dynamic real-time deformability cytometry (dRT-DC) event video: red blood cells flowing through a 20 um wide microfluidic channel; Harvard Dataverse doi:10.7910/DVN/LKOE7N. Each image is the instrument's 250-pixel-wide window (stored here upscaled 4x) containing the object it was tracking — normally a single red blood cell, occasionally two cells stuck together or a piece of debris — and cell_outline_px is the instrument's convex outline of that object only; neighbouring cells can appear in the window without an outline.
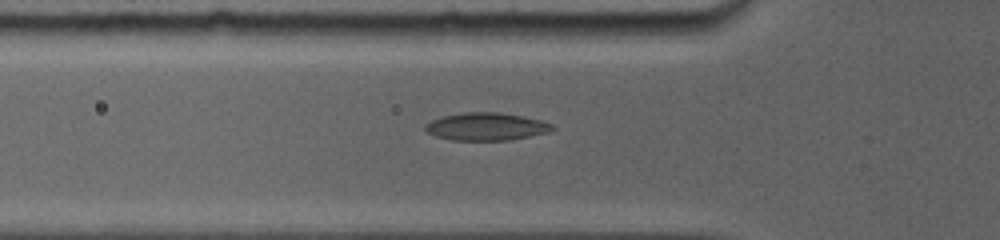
{"species": "common noctule bat (a hibernating species)", "species_latin": "Nyctalus noctula", "temperature_condition": "room temperature", "stored_images_in_passage": 35, "camera_frame_rate_fps": 5000, "um_per_image_px": 0.085, "animal": {"sex": "female", "body_mass_g": 19.0, "forearm_length_mm": 56.7}, "frame": {"image": 1, "passage_image": 2, "time_ms": 0.4, "image_size_px": [1000, 240], "cell_outline_px": [[556, 128], [552, 132], [508, 140], [452, 140], [436, 136], [428, 132], [424, 128], [424, 124], [432, 120], [444, 116], [464, 112], [500, 112], [524, 116], [540, 120], [552, 124]], "centroid_in_image_um": [41.37, 10.75], "position_along_channel_um": 84.4, "area_um2": 20.58}}
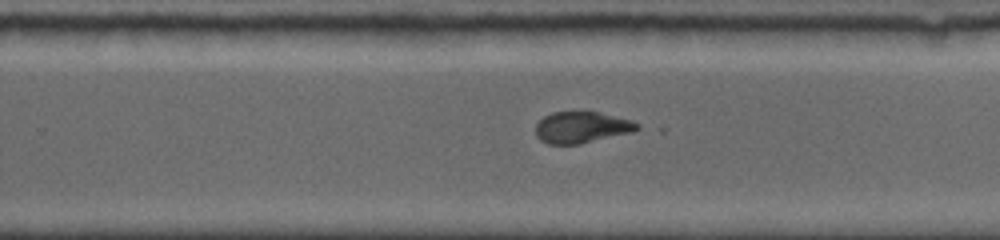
{"frame": {"image": 2, "passage_image": 17, "time_ms": 5.4, "image_size_px": [1000, 240], "cell_outline_px": [[640, 128], [632, 132], [580, 144], [548, 144], [540, 140], [536, 136], [536, 124], [544, 116], [552, 112], [596, 112], [632, 120], [640, 124]], "centroid_in_image_um": [49.43, 10.83], "position_along_channel_um": 280.4, "area_um2": 18.5}}
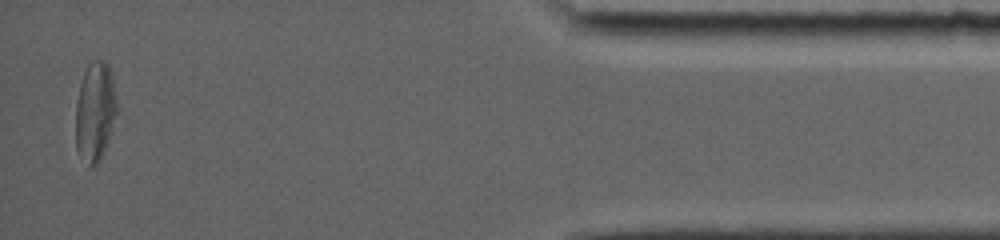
{"frame": {"image": 3, "passage_image": 33, "time_ms": 10.6, "image_size_px": [1000, 240], "cell_outline_px": [[116, 112], [104, 152], [100, 160], [96, 164], [88, 168], [76, 152], [76, 104], [80, 84], [84, 72], [88, 64], [92, 60], [104, 60], [108, 64], [112, 80], [116, 100]], "centroid_in_image_um": [8.05, 9.53], "position_along_channel_um": 427.2, "area_um2": 23.7}}